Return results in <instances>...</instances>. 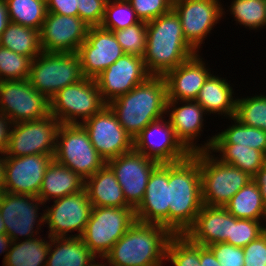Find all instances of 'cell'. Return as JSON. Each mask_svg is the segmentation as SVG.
<instances>
[{
	"label": "cell",
	"mask_w": 266,
	"mask_h": 266,
	"mask_svg": "<svg viewBox=\"0 0 266 266\" xmlns=\"http://www.w3.org/2000/svg\"><path fill=\"white\" fill-rule=\"evenodd\" d=\"M199 161L203 205L224 207L252 177L239 168L221 162L209 150L192 153Z\"/></svg>",
	"instance_id": "cell-5"
},
{
	"label": "cell",
	"mask_w": 266,
	"mask_h": 266,
	"mask_svg": "<svg viewBox=\"0 0 266 266\" xmlns=\"http://www.w3.org/2000/svg\"><path fill=\"white\" fill-rule=\"evenodd\" d=\"M107 105L121 126L134 139L148 124L166 115L165 77L151 75L130 92L117 97Z\"/></svg>",
	"instance_id": "cell-3"
},
{
	"label": "cell",
	"mask_w": 266,
	"mask_h": 266,
	"mask_svg": "<svg viewBox=\"0 0 266 266\" xmlns=\"http://www.w3.org/2000/svg\"><path fill=\"white\" fill-rule=\"evenodd\" d=\"M10 23L7 4L5 0H0V36Z\"/></svg>",
	"instance_id": "cell-51"
},
{
	"label": "cell",
	"mask_w": 266,
	"mask_h": 266,
	"mask_svg": "<svg viewBox=\"0 0 266 266\" xmlns=\"http://www.w3.org/2000/svg\"><path fill=\"white\" fill-rule=\"evenodd\" d=\"M48 239V240H47ZM50 237L12 241L2 266H46Z\"/></svg>",
	"instance_id": "cell-31"
},
{
	"label": "cell",
	"mask_w": 266,
	"mask_h": 266,
	"mask_svg": "<svg viewBox=\"0 0 266 266\" xmlns=\"http://www.w3.org/2000/svg\"><path fill=\"white\" fill-rule=\"evenodd\" d=\"M85 189L93 207H130L114 172L107 164L85 180Z\"/></svg>",
	"instance_id": "cell-28"
},
{
	"label": "cell",
	"mask_w": 266,
	"mask_h": 266,
	"mask_svg": "<svg viewBox=\"0 0 266 266\" xmlns=\"http://www.w3.org/2000/svg\"><path fill=\"white\" fill-rule=\"evenodd\" d=\"M5 156L0 153V193L4 192L5 185Z\"/></svg>",
	"instance_id": "cell-53"
},
{
	"label": "cell",
	"mask_w": 266,
	"mask_h": 266,
	"mask_svg": "<svg viewBox=\"0 0 266 266\" xmlns=\"http://www.w3.org/2000/svg\"><path fill=\"white\" fill-rule=\"evenodd\" d=\"M140 21L149 22L169 12L173 0H129Z\"/></svg>",
	"instance_id": "cell-43"
},
{
	"label": "cell",
	"mask_w": 266,
	"mask_h": 266,
	"mask_svg": "<svg viewBox=\"0 0 266 266\" xmlns=\"http://www.w3.org/2000/svg\"><path fill=\"white\" fill-rule=\"evenodd\" d=\"M209 117L203 107L195 100H167L166 117L169 119L177 138L191 152L210 150L214 135L204 143H197L203 135L205 121ZM202 134V135H201Z\"/></svg>",
	"instance_id": "cell-18"
},
{
	"label": "cell",
	"mask_w": 266,
	"mask_h": 266,
	"mask_svg": "<svg viewBox=\"0 0 266 266\" xmlns=\"http://www.w3.org/2000/svg\"><path fill=\"white\" fill-rule=\"evenodd\" d=\"M124 54L113 31L101 26L89 27L86 40L77 51L82 74L91 79H95Z\"/></svg>",
	"instance_id": "cell-21"
},
{
	"label": "cell",
	"mask_w": 266,
	"mask_h": 266,
	"mask_svg": "<svg viewBox=\"0 0 266 266\" xmlns=\"http://www.w3.org/2000/svg\"><path fill=\"white\" fill-rule=\"evenodd\" d=\"M125 54L144 56L147 40V24L144 21L125 29L113 31Z\"/></svg>",
	"instance_id": "cell-41"
},
{
	"label": "cell",
	"mask_w": 266,
	"mask_h": 266,
	"mask_svg": "<svg viewBox=\"0 0 266 266\" xmlns=\"http://www.w3.org/2000/svg\"><path fill=\"white\" fill-rule=\"evenodd\" d=\"M135 221L132 207H93L81 238L97 258H104Z\"/></svg>",
	"instance_id": "cell-8"
},
{
	"label": "cell",
	"mask_w": 266,
	"mask_h": 266,
	"mask_svg": "<svg viewBox=\"0 0 266 266\" xmlns=\"http://www.w3.org/2000/svg\"><path fill=\"white\" fill-rule=\"evenodd\" d=\"M47 12L66 16H78L77 0H46Z\"/></svg>",
	"instance_id": "cell-47"
},
{
	"label": "cell",
	"mask_w": 266,
	"mask_h": 266,
	"mask_svg": "<svg viewBox=\"0 0 266 266\" xmlns=\"http://www.w3.org/2000/svg\"><path fill=\"white\" fill-rule=\"evenodd\" d=\"M238 96L234 118L241 124L262 129L266 132V94ZM254 95V96H253Z\"/></svg>",
	"instance_id": "cell-37"
},
{
	"label": "cell",
	"mask_w": 266,
	"mask_h": 266,
	"mask_svg": "<svg viewBox=\"0 0 266 266\" xmlns=\"http://www.w3.org/2000/svg\"><path fill=\"white\" fill-rule=\"evenodd\" d=\"M133 149L159 164L179 162L192 154L177 138L166 116L151 122L134 137Z\"/></svg>",
	"instance_id": "cell-15"
},
{
	"label": "cell",
	"mask_w": 266,
	"mask_h": 266,
	"mask_svg": "<svg viewBox=\"0 0 266 266\" xmlns=\"http://www.w3.org/2000/svg\"><path fill=\"white\" fill-rule=\"evenodd\" d=\"M9 20L40 31L47 14L46 0H5Z\"/></svg>",
	"instance_id": "cell-36"
},
{
	"label": "cell",
	"mask_w": 266,
	"mask_h": 266,
	"mask_svg": "<svg viewBox=\"0 0 266 266\" xmlns=\"http://www.w3.org/2000/svg\"><path fill=\"white\" fill-rule=\"evenodd\" d=\"M53 159L73 170L84 180L106 164L81 124H60Z\"/></svg>",
	"instance_id": "cell-7"
},
{
	"label": "cell",
	"mask_w": 266,
	"mask_h": 266,
	"mask_svg": "<svg viewBox=\"0 0 266 266\" xmlns=\"http://www.w3.org/2000/svg\"><path fill=\"white\" fill-rule=\"evenodd\" d=\"M252 181L257 185L266 206V161L257 173L252 177Z\"/></svg>",
	"instance_id": "cell-49"
},
{
	"label": "cell",
	"mask_w": 266,
	"mask_h": 266,
	"mask_svg": "<svg viewBox=\"0 0 266 266\" xmlns=\"http://www.w3.org/2000/svg\"><path fill=\"white\" fill-rule=\"evenodd\" d=\"M81 125L105 162L133 149V138L121 126L108 105Z\"/></svg>",
	"instance_id": "cell-16"
},
{
	"label": "cell",
	"mask_w": 266,
	"mask_h": 266,
	"mask_svg": "<svg viewBox=\"0 0 266 266\" xmlns=\"http://www.w3.org/2000/svg\"><path fill=\"white\" fill-rule=\"evenodd\" d=\"M3 233H6V228L4 225L3 218L1 217V214H0V234H3Z\"/></svg>",
	"instance_id": "cell-55"
},
{
	"label": "cell",
	"mask_w": 266,
	"mask_h": 266,
	"mask_svg": "<svg viewBox=\"0 0 266 266\" xmlns=\"http://www.w3.org/2000/svg\"><path fill=\"white\" fill-rule=\"evenodd\" d=\"M186 41L200 53L208 35L223 19L221 0H173ZM201 49V50H200Z\"/></svg>",
	"instance_id": "cell-14"
},
{
	"label": "cell",
	"mask_w": 266,
	"mask_h": 266,
	"mask_svg": "<svg viewBox=\"0 0 266 266\" xmlns=\"http://www.w3.org/2000/svg\"><path fill=\"white\" fill-rule=\"evenodd\" d=\"M230 2L231 4L227 5L229 9H225L223 4V19L226 18L224 15L227 12L230 16L232 15V21H236V26L239 24L255 32L266 29L265 0H232Z\"/></svg>",
	"instance_id": "cell-35"
},
{
	"label": "cell",
	"mask_w": 266,
	"mask_h": 266,
	"mask_svg": "<svg viewBox=\"0 0 266 266\" xmlns=\"http://www.w3.org/2000/svg\"><path fill=\"white\" fill-rule=\"evenodd\" d=\"M104 266H108V264L104 261ZM109 266H112V265H109Z\"/></svg>",
	"instance_id": "cell-58"
},
{
	"label": "cell",
	"mask_w": 266,
	"mask_h": 266,
	"mask_svg": "<svg viewBox=\"0 0 266 266\" xmlns=\"http://www.w3.org/2000/svg\"><path fill=\"white\" fill-rule=\"evenodd\" d=\"M168 184L169 231L185 234L203 207L198 159L191 154L185 160L168 163Z\"/></svg>",
	"instance_id": "cell-2"
},
{
	"label": "cell",
	"mask_w": 266,
	"mask_h": 266,
	"mask_svg": "<svg viewBox=\"0 0 266 266\" xmlns=\"http://www.w3.org/2000/svg\"><path fill=\"white\" fill-rule=\"evenodd\" d=\"M78 16L88 26H100L102 24L107 0H77Z\"/></svg>",
	"instance_id": "cell-45"
},
{
	"label": "cell",
	"mask_w": 266,
	"mask_h": 266,
	"mask_svg": "<svg viewBox=\"0 0 266 266\" xmlns=\"http://www.w3.org/2000/svg\"><path fill=\"white\" fill-rule=\"evenodd\" d=\"M264 234L266 235V222L264 223Z\"/></svg>",
	"instance_id": "cell-56"
},
{
	"label": "cell",
	"mask_w": 266,
	"mask_h": 266,
	"mask_svg": "<svg viewBox=\"0 0 266 266\" xmlns=\"http://www.w3.org/2000/svg\"><path fill=\"white\" fill-rule=\"evenodd\" d=\"M201 52L195 54L165 75L167 100H195L211 72ZM207 63H206V62Z\"/></svg>",
	"instance_id": "cell-23"
},
{
	"label": "cell",
	"mask_w": 266,
	"mask_h": 266,
	"mask_svg": "<svg viewBox=\"0 0 266 266\" xmlns=\"http://www.w3.org/2000/svg\"><path fill=\"white\" fill-rule=\"evenodd\" d=\"M98 259H100V262H99V260ZM96 260H97V262H96ZM102 261V262H101ZM104 258H96L90 265H88V266H104Z\"/></svg>",
	"instance_id": "cell-54"
},
{
	"label": "cell",
	"mask_w": 266,
	"mask_h": 266,
	"mask_svg": "<svg viewBox=\"0 0 266 266\" xmlns=\"http://www.w3.org/2000/svg\"><path fill=\"white\" fill-rule=\"evenodd\" d=\"M140 22L129 1H107L102 28L117 31Z\"/></svg>",
	"instance_id": "cell-39"
},
{
	"label": "cell",
	"mask_w": 266,
	"mask_h": 266,
	"mask_svg": "<svg viewBox=\"0 0 266 266\" xmlns=\"http://www.w3.org/2000/svg\"><path fill=\"white\" fill-rule=\"evenodd\" d=\"M54 155L5 156L4 192L37 196Z\"/></svg>",
	"instance_id": "cell-22"
},
{
	"label": "cell",
	"mask_w": 266,
	"mask_h": 266,
	"mask_svg": "<svg viewBox=\"0 0 266 266\" xmlns=\"http://www.w3.org/2000/svg\"><path fill=\"white\" fill-rule=\"evenodd\" d=\"M52 202V205L45 204V209L42 210L44 211L45 225H47L45 227H48L49 230L46 235L49 237H81L93 208L86 189Z\"/></svg>",
	"instance_id": "cell-11"
},
{
	"label": "cell",
	"mask_w": 266,
	"mask_h": 266,
	"mask_svg": "<svg viewBox=\"0 0 266 266\" xmlns=\"http://www.w3.org/2000/svg\"><path fill=\"white\" fill-rule=\"evenodd\" d=\"M172 235L162 225L136 220L104 260L112 266H164L167 244Z\"/></svg>",
	"instance_id": "cell-4"
},
{
	"label": "cell",
	"mask_w": 266,
	"mask_h": 266,
	"mask_svg": "<svg viewBox=\"0 0 266 266\" xmlns=\"http://www.w3.org/2000/svg\"><path fill=\"white\" fill-rule=\"evenodd\" d=\"M230 125L221 132H215L213 144H237L248 146L266 154V132L262 129L241 124L234 117L229 118Z\"/></svg>",
	"instance_id": "cell-34"
},
{
	"label": "cell",
	"mask_w": 266,
	"mask_h": 266,
	"mask_svg": "<svg viewBox=\"0 0 266 266\" xmlns=\"http://www.w3.org/2000/svg\"><path fill=\"white\" fill-rule=\"evenodd\" d=\"M135 219L162 225L169 230L168 163L159 164L152 171L144 198L135 209Z\"/></svg>",
	"instance_id": "cell-24"
},
{
	"label": "cell",
	"mask_w": 266,
	"mask_h": 266,
	"mask_svg": "<svg viewBox=\"0 0 266 266\" xmlns=\"http://www.w3.org/2000/svg\"><path fill=\"white\" fill-rule=\"evenodd\" d=\"M238 219L266 220V206L257 185L251 180L224 206Z\"/></svg>",
	"instance_id": "cell-32"
},
{
	"label": "cell",
	"mask_w": 266,
	"mask_h": 266,
	"mask_svg": "<svg viewBox=\"0 0 266 266\" xmlns=\"http://www.w3.org/2000/svg\"><path fill=\"white\" fill-rule=\"evenodd\" d=\"M59 126L60 122L51 114L13 124L4 156L54 155Z\"/></svg>",
	"instance_id": "cell-13"
},
{
	"label": "cell",
	"mask_w": 266,
	"mask_h": 266,
	"mask_svg": "<svg viewBox=\"0 0 266 266\" xmlns=\"http://www.w3.org/2000/svg\"><path fill=\"white\" fill-rule=\"evenodd\" d=\"M106 164L122 187L126 203L135 210L142 202L149 177L159 163L132 149Z\"/></svg>",
	"instance_id": "cell-17"
},
{
	"label": "cell",
	"mask_w": 266,
	"mask_h": 266,
	"mask_svg": "<svg viewBox=\"0 0 266 266\" xmlns=\"http://www.w3.org/2000/svg\"><path fill=\"white\" fill-rule=\"evenodd\" d=\"M83 78L77 53L42 52L31 62L28 80L50 100L58 91Z\"/></svg>",
	"instance_id": "cell-6"
},
{
	"label": "cell",
	"mask_w": 266,
	"mask_h": 266,
	"mask_svg": "<svg viewBox=\"0 0 266 266\" xmlns=\"http://www.w3.org/2000/svg\"><path fill=\"white\" fill-rule=\"evenodd\" d=\"M209 151L221 162L235 166L251 177L266 161L265 153L248 146H237V144H212Z\"/></svg>",
	"instance_id": "cell-30"
},
{
	"label": "cell",
	"mask_w": 266,
	"mask_h": 266,
	"mask_svg": "<svg viewBox=\"0 0 266 266\" xmlns=\"http://www.w3.org/2000/svg\"><path fill=\"white\" fill-rule=\"evenodd\" d=\"M0 112L13 124L39 120L50 115V100L28 79L0 81Z\"/></svg>",
	"instance_id": "cell-12"
},
{
	"label": "cell",
	"mask_w": 266,
	"mask_h": 266,
	"mask_svg": "<svg viewBox=\"0 0 266 266\" xmlns=\"http://www.w3.org/2000/svg\"><path fill=\"white\" fill-rule=\"evenodd\" d=\"M11 245H12V239L6 233L0 234V256L1 254L5 253V255L3 256L2 264L5 262L7 253Z\"/></svg>",
	"instance_id": "cell-52"
},
{
	"label": "cell",
	"mask_w": 266,
	"mask_h": 266,
	"mask_svg": "<svg viewBox=\"0 0 266 266\" xmlns=\"http://www.w3.org/2000/svg\"><path fill=\"white\" fill-rule=\"evenodd\" d=\"M106 105L95 79L84 77L50 99V114L60 124H82Z\"/></svg>",
	"instance_id": "cell-9"
},
{
	"label": "cell",
	"mask_w": 266,
	"mask_h": 266,
	"mask_svg": "<svg viewBox=\"0 0 266 266\" xmlns=\"http://www.w3.org/2000/svg\"><path fill=\"white\" fill-rule=\"evenodd\" d=\"M107 1H129V0H107Z\"/></svg>",
	"instance_id": "cell-57"
},
{
	"label": "cell",
	"mask_w": 266,
	"mask_h": 266,
	"mask_svg": "<svg viewBox=\"0 0 266 266\" xmlns=\"http://www.w3.org/2000/svg\"><path fill=\"white\" fill-rule=\"evenodd\" d=\"M12 126V121L0 112V153L4 154L7 149Z\"/></svg>",
	"instance_id": "cell-48"
},
{
	"label": "cell",
	"mask_w": 266,
	"mask_h": 266,
	"mask_svg": "<svg viewBox=\"0 0 266 266\" xmlns=\"http://www.w3.org/2000/svg\"><path fill=\"white\" fill-rule=\"evenodd\" d=\"M221 76L213 72L204 82L195 101L209 116L213 114L221 116V119H229L235 115L237 96H234V84Z\"/></svg>",
	"instance_id": "cell-26"
},
{
	"label": "cell",
	"mask_w": 266,
	"mask_h": 266,
	"mask_svg": "<svg viewBox=\"0 0 266 266\" xmlns=\"http://www.w3.org/2000/svg\"><path fill=\"white\" fill-rule=\"evenodd\" d=\"M146 24L147 40L143 59L151 75L164 76L198 53L186 41L180 18L173 8Z\"/></svg>",
	"instance_id": "cell-1"
},
{
	"label": "cell",
	"mask_w": 266,
	"mask_h": 266,
	"mask_svg": "<svg viewBox=\"0 0 266 266\" xmlns=\"http://www.w3.org/2000/svg\"><path fill=\"white\" fill-rule=\"evenodd\" d=\"M266 220L238 219L231 215V237L225 243L244 248L264 233Z\"/></svg>",
	"instance_id": "cell-42"
},
{
	"label": "cell",
	"mask_w": 266,
	"mask_h": 266,
	"mask_svg": "<svg viewBox=\"0 0 266 266\" xmlns=\"http://www.w3.org/2000/svg\"><path fill=\"white\" fill-rule=\"evenodd\" d=\"M44 205L37 196L0 193V214L6 234L12 241L29 240L41 236L40 230L45 226V218L44 212H38L45 209Z\"/></svg>",
	"instance_id": "cell-10"
},
{
	"label": "cell",
	"mask_w": 266,
	"mask_h": 266,
	"mask_svg": "<svg viewBox=\"0 0 266 266\" xmlns=\"http://www.w3.org/2000/svg\"><path fill=\"white\" fill-rule=\"evenodd\" d=\"M148 72L143 57L124 54L100 73L95 81L103 101L108 104L146 81Z\"/></svg>",
	"instance_id": "cell-19"
},
{
	"label": "cell",
	"mask_w": 266,
	"mask_h": 266,
	"mask_svg": "<svg viewBox=\"0 0 266 266\" xmlns=\"http://www.w3.org/2000/svg\"><path fill=\"white\" fill-rule=\"evenodd\" d=\"M85 189V180L70 168L54 159L46 169L38 198L47 204L55 199L78 193Z\"/></svg>",
	"instance_id": "cell-27"
},
{
	"label": "cell",
	"mask_w": 266,
	"mask_h": 266,
	"mask_svg": "<svg viewBox=\"0 0 266 266\" xmlns=\"http://www.w3.org/2000/svg\"><path fill=\"white\" fill-rule=\"evenodd\" d=\"M0 45L32 60L42 53L40 31L12 22L0 36Z\"/></svg>",
	"instance_id": "cell-33"
},
{
	"label": "cell",
	"mask_w": 266,
	"mask_h": 266,
	"mask_svg": "<svg viewBox=\"0 0 266 266\" xmlns=\"http://www.w3.org/2000/svg\"><path fill=\"white\" fill-rule=\"evenodd\" d=\"M96 258L81 237H50L46 266H88Z\"/></svg>",
	"instance_id": "cell-29"
},
{
	"label": "cell",
	"mask_w": 266,
	"mask_h": 266,
	"mask_svg": "<svg viewBox=\"0 0 266 266\" xmlns=\"http://www.w3.org/2000/svg\"><path fill=\"white\" fill-rule=\"evenodd\" d=\"M166 261L173 266H200V244L185 234H173L167 244Z\"/></svg>",
	"instance_id": "cell-38"
},
{
	"label": "cell",
	"mask_w": 266,
	"mask_h": 266,
	"mask_svg": "<svg viewBox=\"0 0 266 266\" xmlns=\"http://www.w3.org/2000/svg\"><path fill=\"white\" fill-rule=\"evenodd\" d=\"M244 266H266V235L263 233L243 248Z\"/></svg>",
	"instance_id": "cell-46"
},
{
	"label": "cell",
	"mask_w": 266,
	"mask_h": 266,
	"mask_svg": "<svg viewBox=\"0 0 266 266\" xmlns=\"http://www.w3.org/2000/svg\"><path fill=\"white\" fill-rule=\"evenodd\" d=\"M32 59L0 45V81L28 79Z\"/></svg>",
	"instance_id": "cell-40"
},
{
	"label": "cell",
	"mask_w": 266,
	"mask_h": 266,
	"mask_svg": "<svg viewBox=\"0 0 266 266\" xmlns=\"http://www.w3.org/2000/svg\"><path fill=\"white\" fill-rule=\"evenodd\" d=\"M200 266H220L213 252L202 245H200Z\"/></svg>",
	"instance_id": "cell-50"
},
{
	"label": "cell",
	"mask_w": 266,
	"mask_h": 266,
	"mask_svg": "<svg viewBox=\"0 0 266 266\" xmlns=\"http://www.w3.org/2000/svg\"><path fill=\"white\" fill-rule=\"evenodd\" d=\"M185 235L204 247L226 242L231 237V214L224 207L203 205Z\"/></svg>",
	"instance_id": "cell-25"
},
{
	"label": "cell",
	"mask_w": 266,
	"mask_h": 266,
	"mask_svg": "<svg viewBox=\"0 0 266 266\" xmlns=\"http://www.w3.org/2000/svg\"><path fill=\"white\" fill-rule=\"evenodd\" d=\"M89 27L79 16L47 12L40 30L42 52L77 53Z\"/></svg>",
	"instance_id": "cell-20"
},
{
	"label": "cell",
	"mask_w": 266,
	"mask_h": 266,
	"mask_svg": "<svg viewBox=\"0 0 266 266\" xmlns=\"http://www.w3.org/2000/svg\"><path fill=\"white\" fill-rule=\"evenodd\" d=\"M208 248L215 255L220 266H244V251L242 247L223 242L211 244Z\"/></svg>",
	"instance_id": "cell-44"
}]
</instances>
